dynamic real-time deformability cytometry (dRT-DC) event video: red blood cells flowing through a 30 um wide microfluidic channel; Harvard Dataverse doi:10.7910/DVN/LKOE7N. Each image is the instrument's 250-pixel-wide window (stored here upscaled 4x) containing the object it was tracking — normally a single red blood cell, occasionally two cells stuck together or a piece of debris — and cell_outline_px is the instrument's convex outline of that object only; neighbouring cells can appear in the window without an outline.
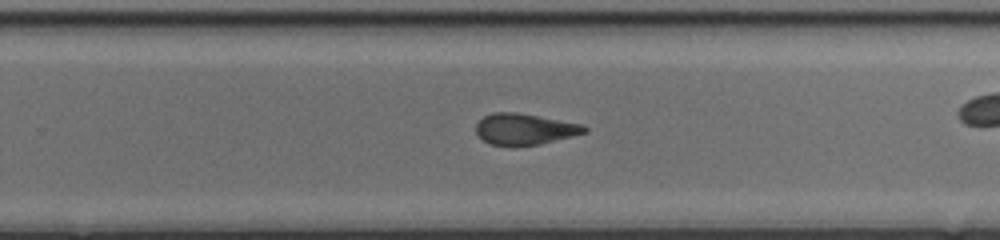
{"species": "common noctule bat (a hibernating species)", "species_latin": "Nyctalus noctula", "temperature_condition": "cold", "stored_images_in_passage": 34, "camera_frame_rate_fps": 3000, "um_per_image_px": 0.085, "animal": {"sex": "female", "body_mass_g": 17.0, "forearm_length_mm": 48.0}, "frame": {"image": 1, "passage_image": 25, "time_ms": 8.0, "image_size_px": [1000, 240], "cell_outline_px": [[588, 132], [540, 144], [492, 144], [484, 140], [476, 132], [476, 124], [484, 116], [492, 112], [516, 112], [584, 124], [588, 128]], "centroid_in_image_um": [44.64, 10.94], "position_along_channel_um": 285.2, "area_um2": 19.31}}